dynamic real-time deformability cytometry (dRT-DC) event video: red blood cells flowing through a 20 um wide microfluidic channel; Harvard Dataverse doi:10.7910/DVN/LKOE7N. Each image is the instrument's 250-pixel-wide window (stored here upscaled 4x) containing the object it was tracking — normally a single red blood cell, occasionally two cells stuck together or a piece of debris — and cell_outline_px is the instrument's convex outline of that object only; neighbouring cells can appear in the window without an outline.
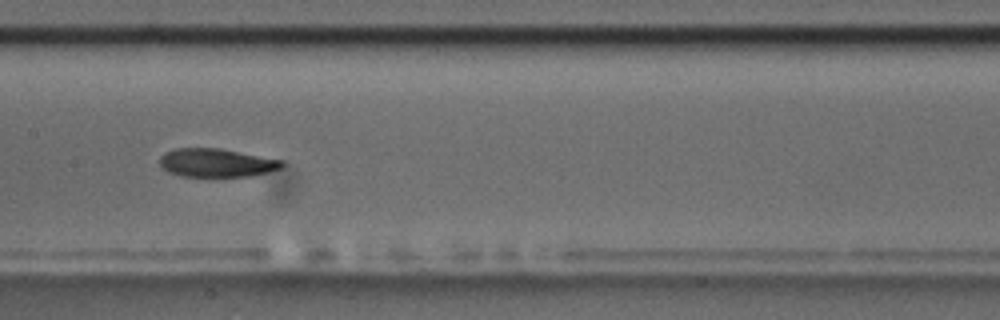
{"species": "common noctule bat (a hibernating species)", "species_latin": "Nyctalus noctula", "temperature_condition": "room temperature", "stored_images_in_passage": 14, "camera_frame_rate_fps": 3000, "um_per_image_px": 0.085, "animal": {"sex": "male", "body_mass_g": 17.5, "forearm_length_mm": 52.3}, "frame": {"image": 1, "passage_image": 7, "time_ms": 2.0, "image_size_px": [1000, 320], "cell_outline_px": [[284, 164], [280, 168], [268, 172], [252, 176], [180, 176], [168, 172], [160, 164], [160, 156], [164, 152], [176, 148], [220, 148], [284, 160]], "centroid_in_image_um": [18.4, 13.83], "position_along_channel_um": 189.0, "area_um2": 20.29}}
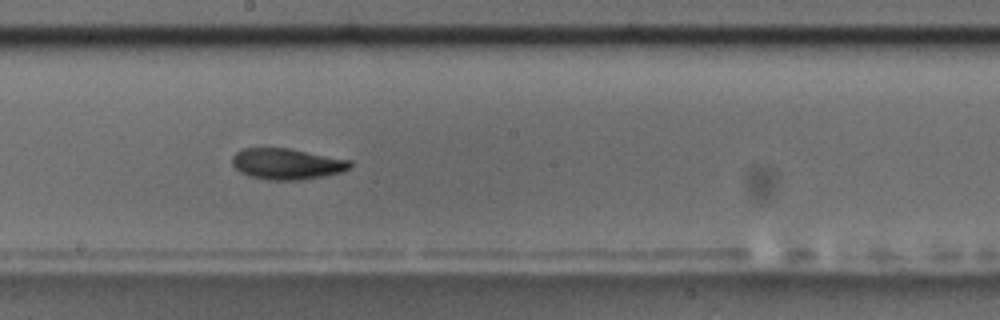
{"frame": {"image": 2, "passage_image": 8, "time_ms": 2.333, "image_size_px": [1000, 320], "cell_outline_px": [[352, 168], [344, 172], [324, 176], [300, 180], [268, 180], [248, 176], [240, 172], [232, 164], [232, 156], [236, 152], [244, 148], [288, 148], [352, 160]], "centroid_in_image_um": [24.42, 13.94], "position_along_channel_um": 223.8, "area_um2": 21.56}}